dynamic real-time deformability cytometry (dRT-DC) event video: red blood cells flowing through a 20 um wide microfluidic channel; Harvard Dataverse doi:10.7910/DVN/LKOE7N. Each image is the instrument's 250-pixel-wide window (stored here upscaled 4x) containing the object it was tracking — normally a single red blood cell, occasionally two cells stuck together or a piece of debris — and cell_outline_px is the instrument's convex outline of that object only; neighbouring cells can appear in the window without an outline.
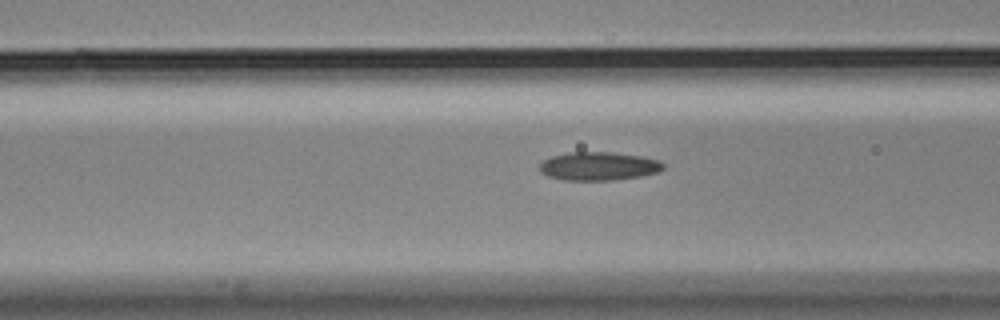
{"species": "Egyptian fruit bat (a non-hibernating species)", "species_latin": "Rousettus aegyptiacus", "temperature_condition": "cold", "stored_images_in_passage": 18, "camera_frame_rate_fps": 3000, "um_per_image_px": 0.085, "animal": {"sex": "male"}, "frame": {"image": 1, "passage_image": 16, "time_ms": 5.0, "image_size_px": [1000, 320], "cell_outline_px": [[664, 168], [660, 172], [640, 176], [616, 180], [564, 180], [548, 176], [540, 172], [540, 164], [544, 160], [552, 156], [568, 152], [612, 152], [644, 156], [660, 160], [664, 164]], "centroid_in_image_um": [50.93, 14.12], "position_along_channel_um": 115.7, "area_um2": 20.69}}